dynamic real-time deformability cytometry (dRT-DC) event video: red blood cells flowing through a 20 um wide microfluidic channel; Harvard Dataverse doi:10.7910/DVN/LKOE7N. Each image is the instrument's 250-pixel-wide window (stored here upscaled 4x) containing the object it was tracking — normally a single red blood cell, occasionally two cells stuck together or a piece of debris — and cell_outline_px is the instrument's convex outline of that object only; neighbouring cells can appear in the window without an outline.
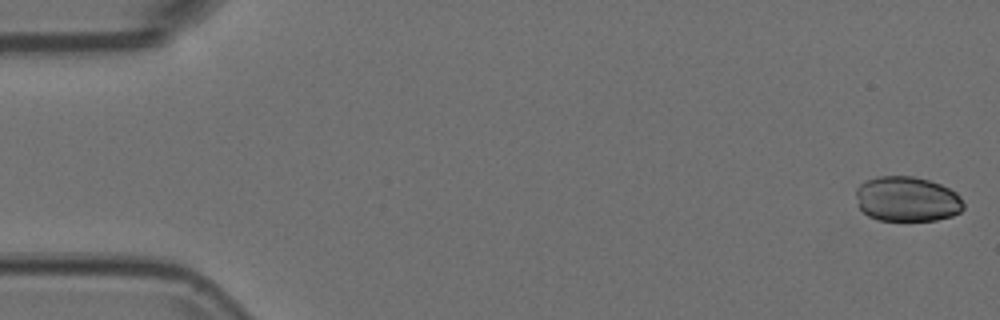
{"species": "Egyptian fruit bat (a non-hibernating species)", "species_latin": "Rousettus aegyptiacus", "temperature_condition": "room temperature", "stored_images_in_passage": 54, "camera_frame_rate_fps": 3000, "um_per_image_px": 0.085, "animal": {"sex": "female"}, "frame": {"image": 1, "passage_image": 1, "time_ms": 0.0, "image_size_px": [1000, 320], "cell_outline_px": [[964, 208], [960, 212], [952, 216], [936, 220], [880, 220], [868, 216], [856, 204], [856, 188], [864, 180], [880, 176], [912, 176], [928, 180], [940, 184], [956, 192], [960, 196], [964, 204]], "centroid_in_image_um": [77.09, 16.92], "position_along_channel_um": 7.9, "area_um2": 28.38}}
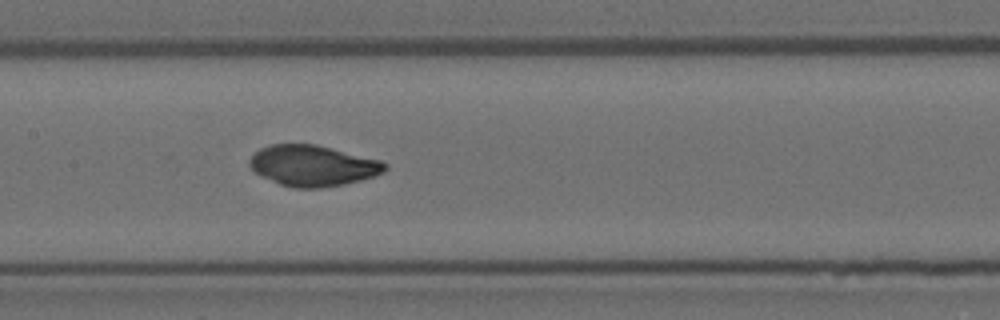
{"frame": {"image": 2, "passage_image": 26, "time_ms": 8.333, "image_size_px": [1000, 320], "cell_outline_px": [[388, 168], [384, 172], [376, 176], [344, 184], [320, 188], [292, 188], [280, 184], [260, 176], [248, 164], [248, 160], [260, 148], [268, 144], [316, 144], [380, 160], [388, 164]], "centroid_in_image_um": [26.59, 14.08], "position_along_channel_um": 180.8, "area_um2": 32.37}}
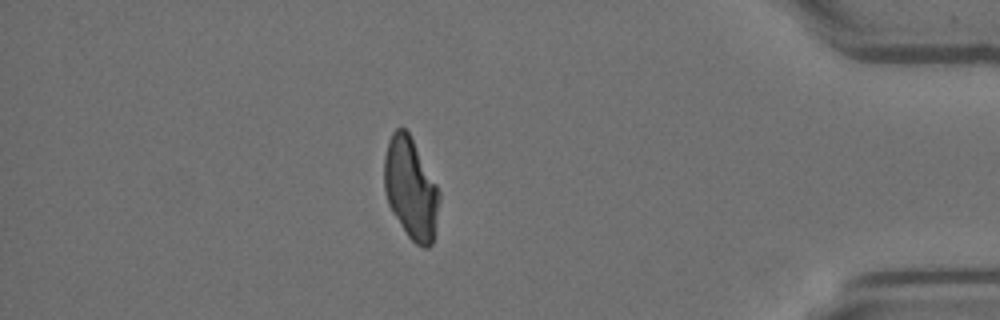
{"frame": {"image": 3, "passage_image": 47, "time_ms": 15.333, "image_size_px": [1000, 320], "cell_outline_px": [[440, 200], [432, 244], [428, 248], [424, 248], [416, 244], [408, 236], [392, 212], [388, 204], [384, 192], [384, 156], [388, 140], [392, 132], [396, 128], [404, 128], [408, 132], [436, 184], [440, 192]], "centroid_in_image_um": [34.89, 16.04], "position_along_channel_um": 400.3, "area_um2": 32.31}}